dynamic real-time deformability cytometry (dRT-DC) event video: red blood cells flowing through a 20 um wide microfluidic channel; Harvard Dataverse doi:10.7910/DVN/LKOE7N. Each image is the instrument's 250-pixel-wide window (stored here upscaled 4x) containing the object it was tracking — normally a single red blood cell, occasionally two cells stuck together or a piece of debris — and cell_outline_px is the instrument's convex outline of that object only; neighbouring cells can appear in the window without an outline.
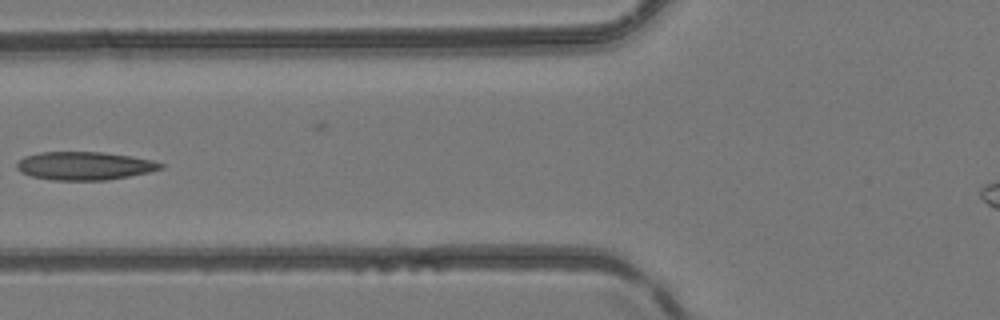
{"species": "common noctule bat (a hibernating species)", "species_latin": "Nyctalus noctula", "temperature_condition": "room temperature", "stored_images_in_passage": 3, "camera_frame_rate_fps": 3000, "um_per_image_px": 0.085, "animal": {"sex": "female", "body_mass_g": 24.6, "forearm_length_mm": 56.2}, "frame": {"image": 1, "passage_image": 3, "time_ms": 2.0, "image_size_px": [1000, 320], "cell_outline_px": [[164, 168], [148, 172], [108, 180], [52, 180], [32, 176], [20, 172], [16, 168], [16, 164], [24, 156], [40, 152], [104, 152], [132, 156], [152, 160], [164, 164]], "centroid_in_image_um": [7.18, 14.09], "position_along_channel_um": 118.6, "area_um2": 23.7}}